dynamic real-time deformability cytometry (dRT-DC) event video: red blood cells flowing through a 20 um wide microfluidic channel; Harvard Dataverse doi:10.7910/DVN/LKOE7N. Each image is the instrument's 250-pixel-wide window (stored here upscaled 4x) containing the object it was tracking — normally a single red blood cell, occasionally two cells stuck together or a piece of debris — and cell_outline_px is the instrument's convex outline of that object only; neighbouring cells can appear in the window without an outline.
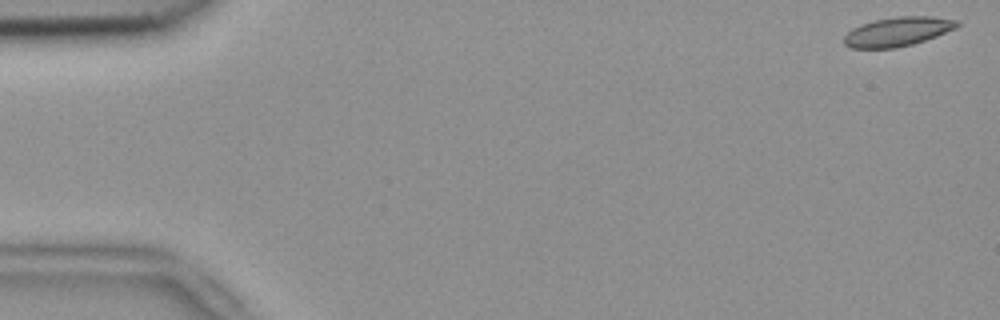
{"species": "common noctule bat (a hibernating species)", "species_latin": "Nyctalus noctula", "temperature_condition": "room temperature", "stored_images_in_passage": 53, "camera_frame_rate_fps": 3000, "um_per_image_px": 0.085, "animal": {"sex": "female", "body_mass_g": 18.4}, "frame": {"image": 1, "passage_image": 1, "time_ms": 0.0, "image_size_px": [1000, 320], "cell_outline_px": [[960, 24], [956, 28], [936, 36], [912, 44], [896, 48], [852, 48], [844, 44], [844, 36], [852, 28], [860, 24], [876, 20], [896, 16], [932, 16], [960, 20]], "centroid_in_image_um": [76.32, 2.68], "position_along_channel_um": 8.7, "area_um2": 19.25}}
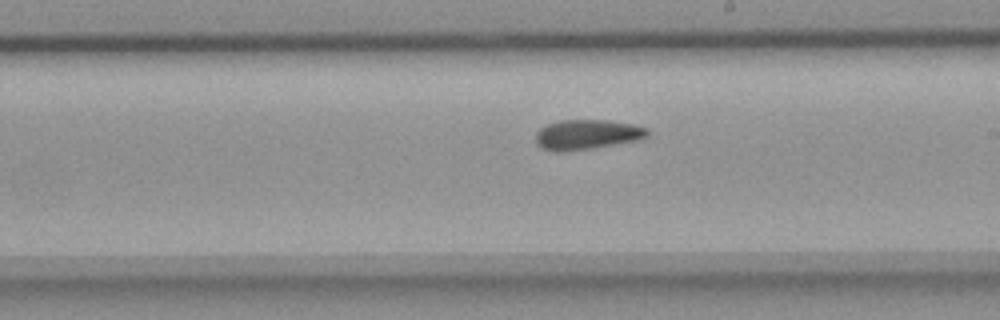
{"frame": {"image": 2, "passage_image": 30, "time_ms": 9.667, "image_size_px": [1000, 320], "cell_outline_px": [[648, 136], [640, 140], [592, 148], [560, 152], [556, 152], [540, 148], [536, 144], [536, 132], [540, 128], [556, 120], [608, 120], [632, 124], [648, 128]], "centroid_in_image_um": [49.88, 11.44], "position_along_channel_um": 239.1, "area_um2": 19.65}}
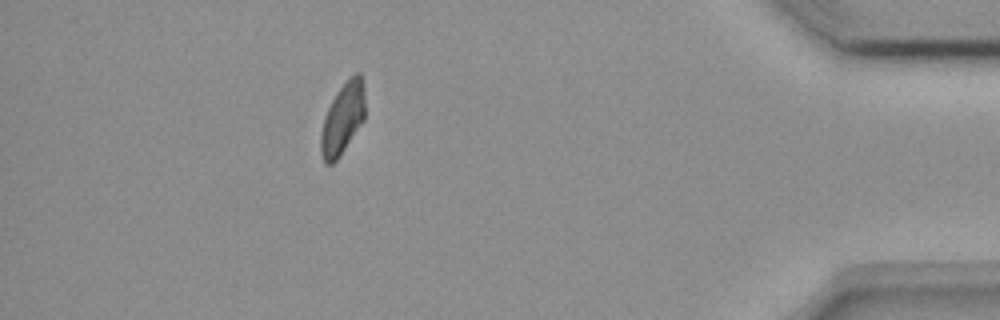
{"frame": {"image": 3, "passage_image": 47, "time_ms": 15.333, "image_size_px": [1000, 320], "cell_outline_px": [[364, 120], [340, 156], [332, 164], [324, 164], [320, 152], [320, 132], [324, 116], [336, 92], [356, 72], [360, 72], [364, 84]], "centroid_in_image_um": [29.11, 10.11], "position_along_channel_um": 406.1, "area_um2": 18.44}, "authors_computed_cell_mechanics": {"area_um2": 19.2474, "velocity_mm_per_s": 3.8141, "shape_relaxation_time_tau1_ms": 10.7752, "shape_relaxation_time_tau2_ms": 2.7445, "deformation_change_tau1": 0.1744, "deformation_change_tau2": 0.0868}}